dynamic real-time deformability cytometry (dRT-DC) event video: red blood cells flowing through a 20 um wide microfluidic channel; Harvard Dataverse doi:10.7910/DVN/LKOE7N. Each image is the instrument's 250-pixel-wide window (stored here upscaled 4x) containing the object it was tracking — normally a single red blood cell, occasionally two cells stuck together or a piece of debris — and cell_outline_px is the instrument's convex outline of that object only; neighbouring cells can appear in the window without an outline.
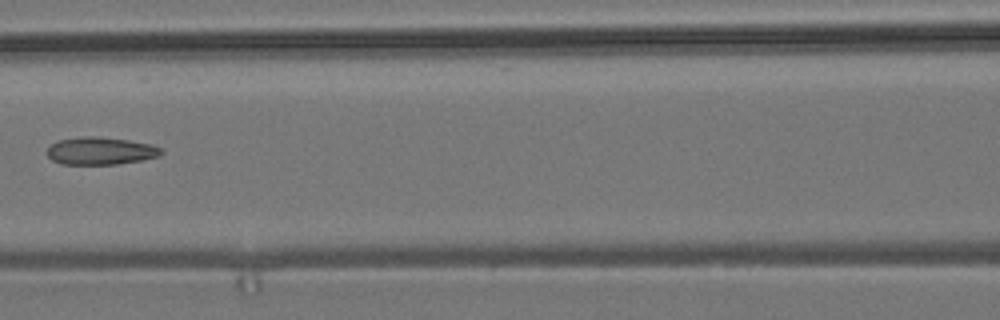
{"species": "common noctule bat (a hibernating species)", "species_latin": "Nyctalus noctula", "temperature_condition": "room temperature", "stored_images_in_passage": 7, "camera_frame_rate_fps": 3000, "um_per_image_px": 0.085, "animal": {"sex": "male", "body_mass_g": 19.2, "forearm_length_mm": 51.8}, "frame": {"image": 1, "passage_image": 6, "time_ms": 7.0, "image_size_px": [1000, 320], "cell_outline_px": [[164, 152], [160, 156], [140, 160], [116, 164], [60, 164], [52, 160], [48, 156], [48, 148], [52, 144], [60, 140], [84, 136], [96, 136], [128, 140], [152, 144], [160, 148]], "centroid_in_image_um": [8.56, 12.83], "position_along_channel_um": 158.0, "area_um2": 18.21}}
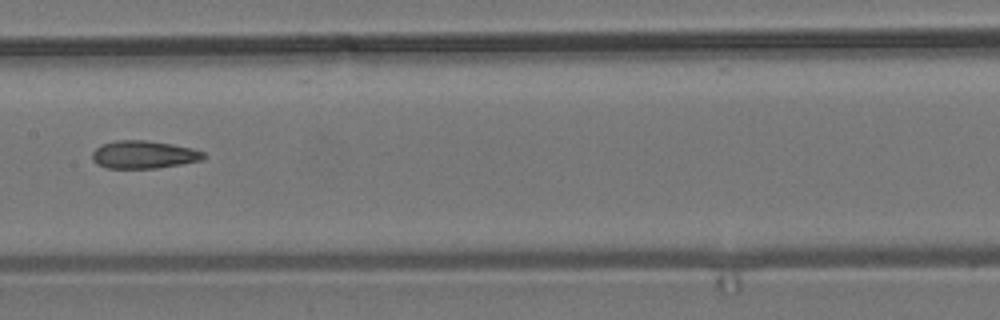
{"frame": {"image": 2, "passage_image": 7, "time_ms": 8.0, "image_size_px": [1000, 320], "cell_outline_px": [[208, 156], [204, 160], [156, 168], [104, 168], [96, 164], [92, 160], [92, 152], [96, 148], [104, 144], [116, 140], [148, 140], [172, 144], [192, 148], [204, 152]], "centroid_in_image_um": [12.23, 13.14], "position_along_channel_um": 195.2, "area_um2": 18.21}}